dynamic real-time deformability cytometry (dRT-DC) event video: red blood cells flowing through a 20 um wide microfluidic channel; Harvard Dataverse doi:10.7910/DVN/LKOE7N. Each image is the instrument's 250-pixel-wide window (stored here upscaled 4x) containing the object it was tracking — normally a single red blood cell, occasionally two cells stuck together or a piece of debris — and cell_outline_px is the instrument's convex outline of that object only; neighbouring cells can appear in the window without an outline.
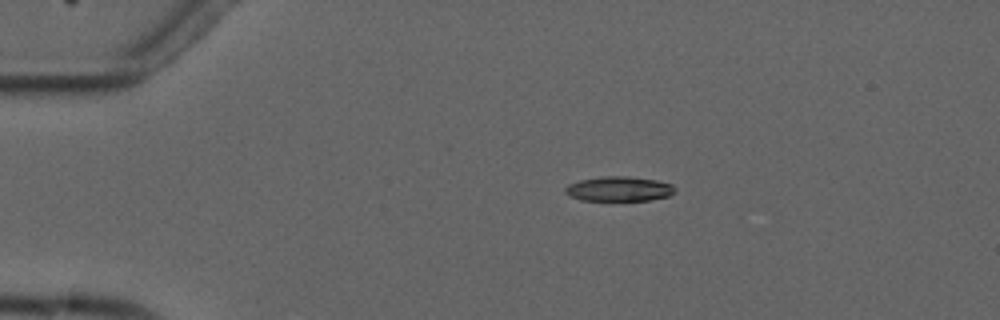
{"species": "common noctule bat (a hibernating species)", "species_latin": "Nyctalus noctula", "temperature_condition": "cold", "stored_images_in_passage": 8, "camera_frame_rate_fps": 3000, "um_per_image_px": 0.085, "animal": {"sex": "male", "forearm_length_mm": 52.5}, "frame": {"image": 1, "passage_image": 4, "time_ms": 3.667, "image_size_px": [1000, 320], "cell_outline_px": [[676, 192], [668, 196], [648, 200], [580, 200], [564, 192], [564, 188], [568, 184], [580, 180], [604, 176], [628, 176], [656, 180], [672, 184], [676, 188]], "centroid_in_image_um": [52.63, 16.05], "position_along_channel_um": 32.4, "area_um2": 15.78}}
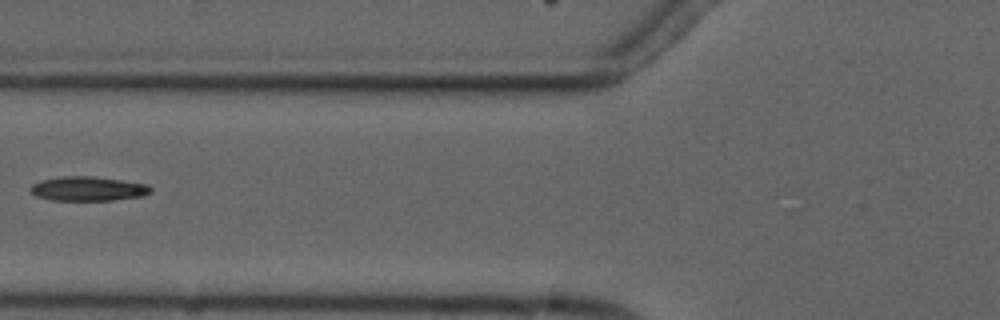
{"frame": {"image": 2, "passage_image": 7, "time_ms": 7.333, "image_size_px": [1000, 320], "cell_outline_px": [[152, 192], [144, 196], [112, 200], [52, 200], [36, 196], [28, 192], [28, 188], [32, 184], [40, 180], [64, 176], [92, 176], [148, 184], [152, 188]], "centroid_in_image_um": [7.46, 16.04], "position_along_channel_um": 118.3, "area_um2": 17.22}}
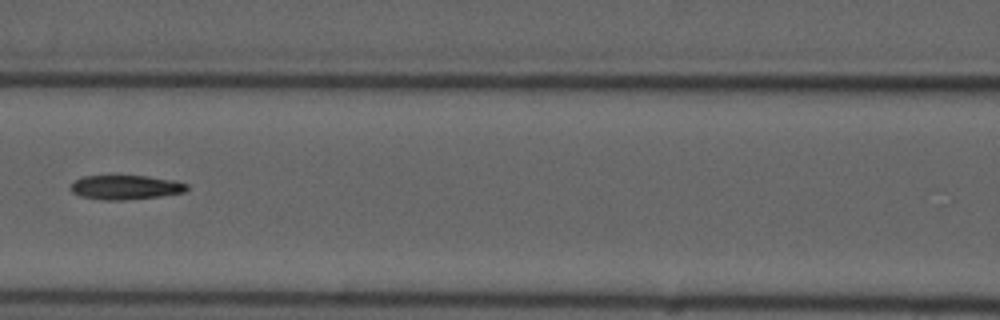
{"frame": {"image": 3, "passage_image": 8, "time_ms": 8.333, "image_size_px": [1000, 320], "cell_outline_px": [[188, 188], [184, 192], [160, 196], [120, 200], [100, 200], [80, 196], [72, 192], [68, 188], [76, 180], [84, 176], [148, 176], [172, 180], [188, 184]], "centroid_in_image_um": [10.65, 15.92], "position_along_channel_um": 156.0, "area_um2": 16.36}}